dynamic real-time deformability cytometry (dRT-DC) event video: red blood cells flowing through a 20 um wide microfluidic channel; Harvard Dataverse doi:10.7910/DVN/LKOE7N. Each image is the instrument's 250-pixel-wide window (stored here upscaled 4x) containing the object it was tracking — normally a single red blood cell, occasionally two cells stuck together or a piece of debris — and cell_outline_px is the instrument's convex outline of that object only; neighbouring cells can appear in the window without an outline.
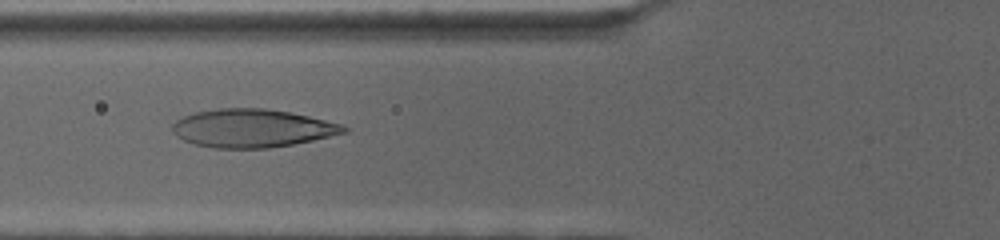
{"species": "human", "species_latin": "Homo sapiens", "temperature_condition": "cold", "stored_images_in_passage": 69, "camera_frame_rate_fps": 3000, "um_per_image_px": 0.085, "donor": {"sex": "female"}, "frame": {"image": 1, "passage_image": 27, "time_ms": 8.667, "image_size_px": [1000, 240], "cell_outline_px": [[348, 132], [312, 140], [292, 144], [268, 148], [212, 148], [192, 144], [176, 136], [172, 132], [172, 124], [176, 120], [184, 116], [196, 112], [220, 108], [264, 108], [288, 112], [308, 116], [340, 124], [348, 128]], "centroid_in_image_um": [21.39, 10.9], "position_along_channel_um": 104.4, "area_um2": 38.03}}
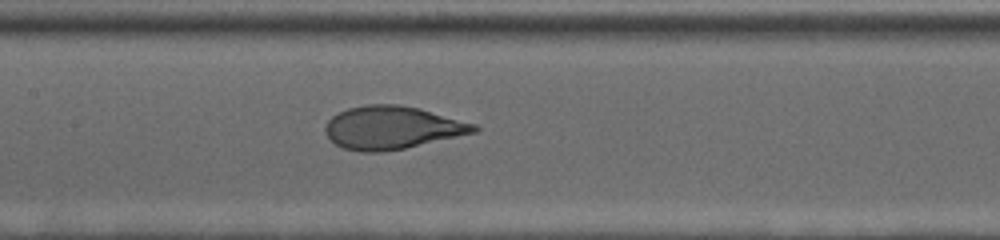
{"frame": {"image": 2, "passage_image": 34, "time_ms": 11.0, "image_size_px": [1000, 240], "cell_outline_px": [[480, 128], [476, 132], [404, 148], [384, 152], [360, 152], [344, 148], [336, 144], [324, 132], [324, 124], [332, 116], [348, 108], [368, 104], [396, 104], [420, 108], [476, 124]], "centroid_in_image_um": [33.31, 10.84], "position_along_channel_um": 174.1, "area_um2": 37.17}}
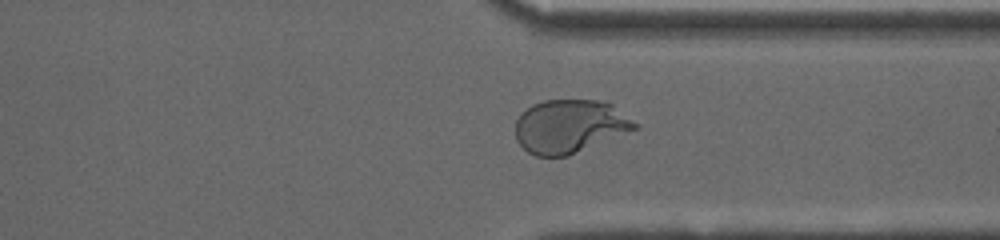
{"frame": {"image": 3, "passage_image": 53, "time_ms": 17.333, "image_size_px": [1000, 240], "cell_outline_px": [[640, 128], [568, 156], [536, 156], [528, 152], [516, 140], [516, 120], [532, 104], [544, 100], [596, 100], [612, 104], [640, 124]], "centroid_in_image_um": [48.47, 10.74], "position_along_channel_um": 362.9, "area_um2": 37.28}}